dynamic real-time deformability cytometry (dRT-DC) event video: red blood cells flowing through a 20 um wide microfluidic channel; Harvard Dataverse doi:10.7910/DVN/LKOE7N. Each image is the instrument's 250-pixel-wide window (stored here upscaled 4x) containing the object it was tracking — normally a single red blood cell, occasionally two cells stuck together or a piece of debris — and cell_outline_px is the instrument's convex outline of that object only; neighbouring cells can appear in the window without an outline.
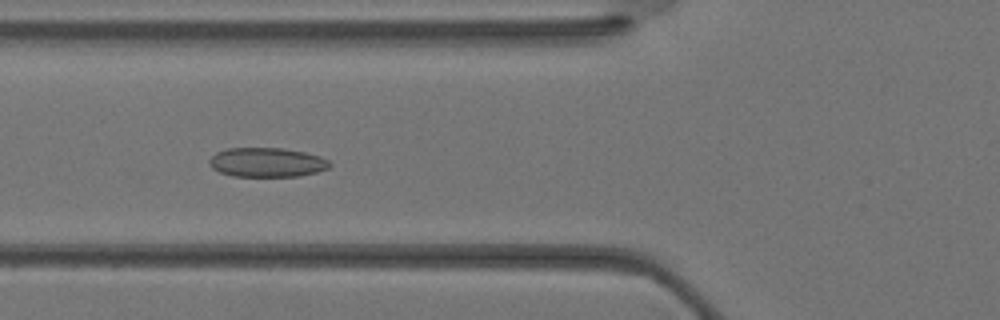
{"species": "Egyptian fruit bat (a non-hibernating species)", "species_latin": "Rousettus aegyptiacus", "temperature_condition": "warm", "stored_images_in_passage": 32, "camera_frame_rate_fps": 3000, "um_per_image_px": 0.085, "animal": {"sex": "female"}, "frame": {"image": 1, "passage_image": 10, "time_ms": 3.0, "image_size_px": [1000, 320], "cell_outline_px": [[332, 164], [328, 168], [316, 172], [300, 176], [232, 176], [220, 172], [212, 168], [208, 164], [208, 160], [216, 152], [228, 148], [284, 148], [304, 152], [320, 156], [328, 160]], "centroid_in_image_um": [22.67, 13.8], "position_along_channel_um": 103.1, "area_um2": 20.63}}
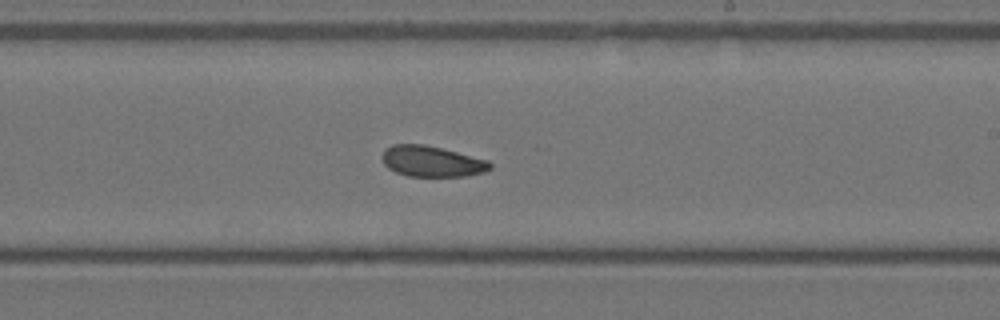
{"frame": {"image": 2, "passage_image": 18, "time_ms": 5.667, "image_size_px": [1000, 320], "cell_outline_px": [[492, 168], [484, 172], [464, 176], [408, 176], [396, 172], [388, 168], [384, 164], [384, 148], [392, 144], [424, 144], [488, 160], [492, 164]], "centroid_in_image_um": [36.71, 13.71], "position_along_channel_um": 252.3, "area_um2": 19.19}}
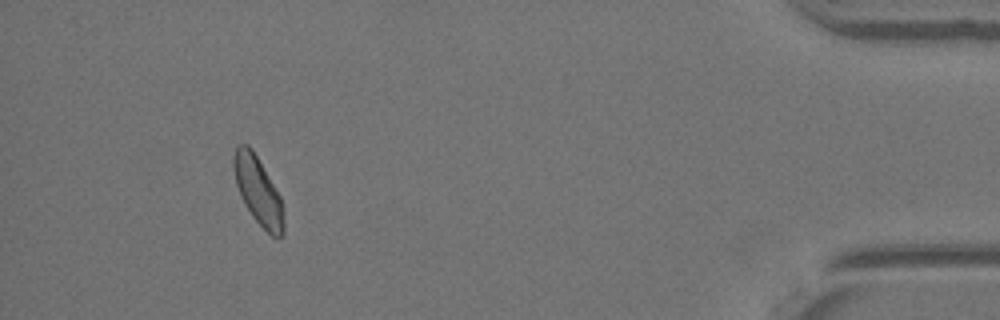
{"frame": {"image": 3, "passage_image": 30, "time_ms": 9.667, "image_size_px": [1000, 320], "cell_outline_px": [[284, 236], [280, 240], [272, 236], [252, 216], [244, 204], [240, 196], [236, 184], [232, 164], [232, 156], [236, 148], [240, 144], [248, 144], [252, 148], [280, 196], [284, 212]], "centroid_in_image_um": [21.94, 16.24], "position_along_channel_um": 413.3, "area_um2": 19.88}}